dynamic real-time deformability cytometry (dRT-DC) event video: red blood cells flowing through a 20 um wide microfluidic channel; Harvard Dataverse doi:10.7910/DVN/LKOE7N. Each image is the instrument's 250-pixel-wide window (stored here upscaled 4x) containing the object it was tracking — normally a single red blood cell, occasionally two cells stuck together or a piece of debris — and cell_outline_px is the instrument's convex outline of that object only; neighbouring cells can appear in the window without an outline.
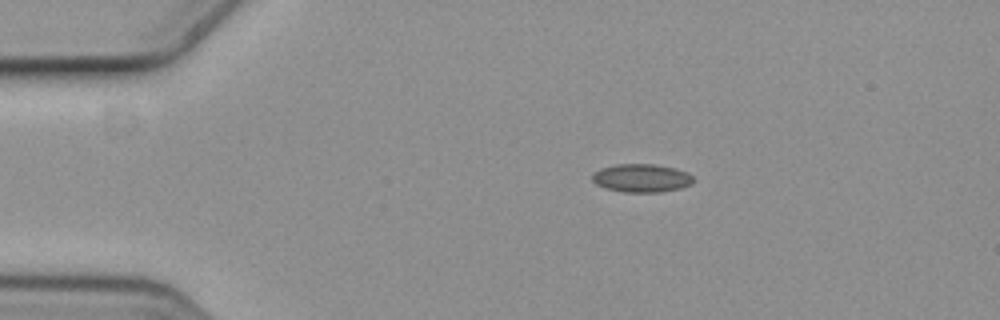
{"species": "common noctule bat (a hibernating species)", "species_latin": "Nyctalus noctula", "temperature_condition": "cold", "stored_images_in_passage": 4, "camera_frame_rate_fps": 3000, "um_per_image_px": 0.085, "animal": {"sex": "female", "body_mass_g": 19.3, "forearm_length_mm": 54.1}, "frame": {"image": 1, "passage_image": 1, "time_ms": 0.0, "image_size_px": [1000, 320], "cell_outline_px": [[696, 180], [692, 184], [680, 188], [660, 192], [624, 192], [604, 188], [596, 184], [592, 180], [592, 172], [600, 168], [616, 164], [656, 164], [676, 168], [688, 172]], "centroid_in_image_um": [54.53, 15.13], "position_along_channel_um": 30.5, "area_um2": 16.94}}
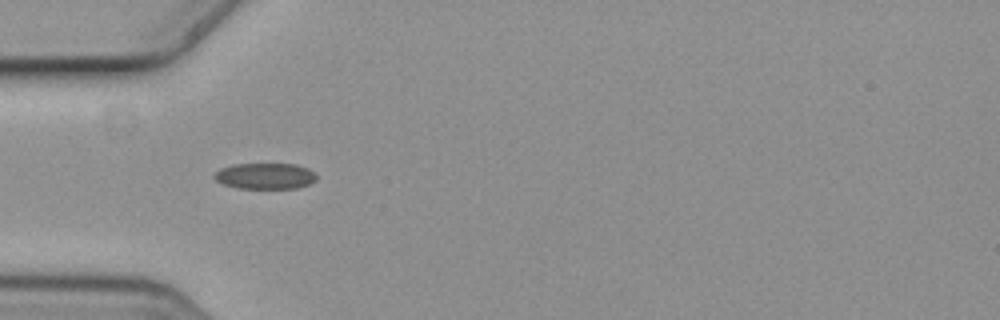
{"frame": {"image": 2, "passage_image": 3, "time_ms": 0.667, "image_size_px": [1000, 320], "cell_outline_px": [[316, 180], [308, 184], [296, 188], [236, 188], [224, 184], [216, 180], [212, 176], [220, 168], [232, 164], [296, 164], [308, 168], [316, 176]], "centroid_in_image_um": [22.51, 14.95], "position_along_channel_um": 62.5, "area_um2": 15.43}}